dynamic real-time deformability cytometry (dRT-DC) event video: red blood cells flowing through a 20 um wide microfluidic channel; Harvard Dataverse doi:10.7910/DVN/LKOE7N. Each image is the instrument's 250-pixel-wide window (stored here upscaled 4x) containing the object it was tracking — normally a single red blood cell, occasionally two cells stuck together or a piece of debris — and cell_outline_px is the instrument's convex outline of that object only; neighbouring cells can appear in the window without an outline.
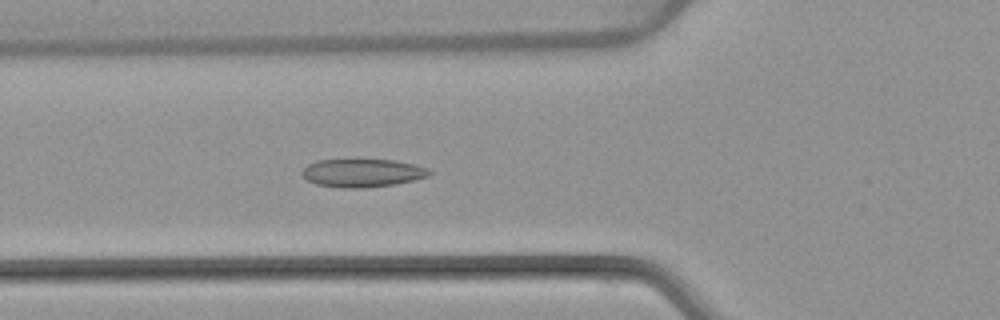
{"species": "common noctule bat (a hibernating species)", "species_latin": "Nyctalus noctula", "temperature_condition": "warm", "stored_images_in_passage": 54, "camera_frame_rate_fps": 3000, "um_per_image_px": 0.085, "animal": {"sex": "female", "body_mass_g": 22.7, "forearm_length_mm": 54.2}, "frame": {"image": 1, "passage_image": 20, "time_ms": 6.333, "image_size_px": [1000, 320], "cell_outline_px": [[432, 172], [428, 176], [412, 180], [392, 184], [364, 188], [340, 188], [316, 184], [308, 180], [300, 172], [308, 164], [316, 160], [352, 156], [356, 156], [396, 160], [428, 168]], "centroid_in_image_um": [30.74, 14.63], "position_along_channel_um": 95.1, "area_um2": 21.91}}
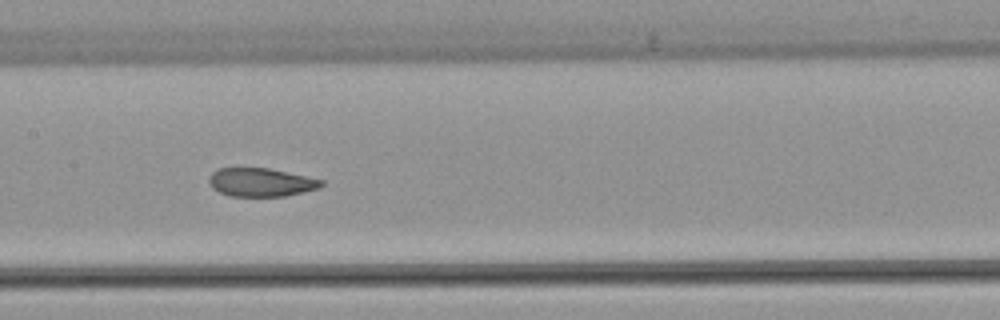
{"frame": {"image": 2, "passage_image": 27, "time_ms": 8.667, "image_size_px": [1000, 320], "cell_outline_px": [[324, 184], [320, 188], [284, 196], [228, 196], [212, 188], [208, 180], [208, 176], [216, 168], [268, 168], [324, 180]], "centroid_in_image_um": [22.15, 15.49], "position_along_channel_um": 185.2, "area_um2": 18.67}}
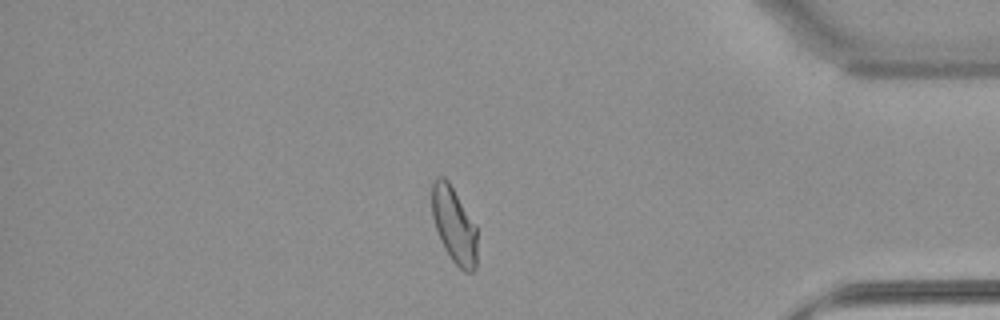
{"frame": {"image": 3, "passage_image": 46, "time_ms": 15.0, "image_size_px": [1000, 320], "cell_outline_px": [[476, 268], [472, 272], [464, 272], [452, 260], [444, 248], [440, 240], [432, 216], [432, 180], [436, 176], [444, 176], [448, 180], [476, 228]], "centroid_in_image_um": [38.57, 19.13], "position_along_channel_um": 396.6, "area_um2": 19.77}, "authors_computed_cell_mechanics": {"area_um2": 20.8369, "velocity_mm_per_s": 3.8533, "shape_relaxation_time_tau1_ms": 8.4161, "shape_relaxation_time_tau2_ms": 0.9327, "deformation_change_tau1": 0.1771, "deformation_change_tau2": 0.053}}